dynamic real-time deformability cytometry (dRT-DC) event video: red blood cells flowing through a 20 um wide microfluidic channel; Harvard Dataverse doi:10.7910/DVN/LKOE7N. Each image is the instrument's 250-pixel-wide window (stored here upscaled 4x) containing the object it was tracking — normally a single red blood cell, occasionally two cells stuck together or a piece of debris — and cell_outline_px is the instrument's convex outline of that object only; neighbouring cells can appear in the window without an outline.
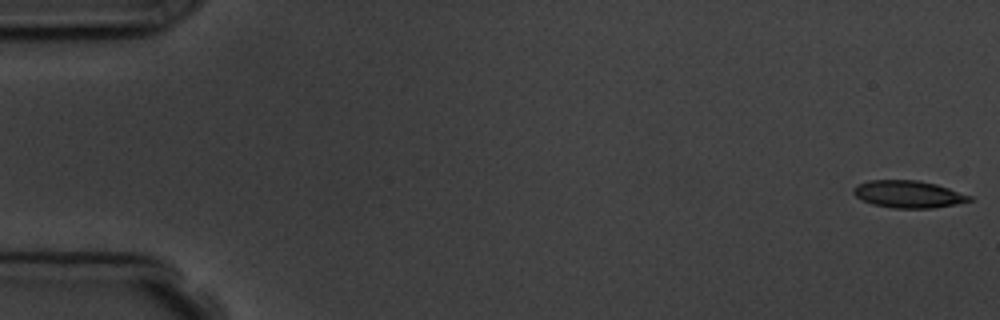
{"species": "common noctule bat (a hibernating species)", "species_latin": "Nyctalus noctula", "temperature_condition": "room temperature", "stored_images_in_passage": 3, "camera_frame_rate_fps": 3000, "um_per_image_px": 0.085, "animal": {"sex": "male", "body_mass_g": 19.5, "forearm_length_mm": 54.6}, "frame": {"image": 1, "passage_image": 1, "time_ms": 0.0, "image_size_px": [1000, 320], "cell_outline_px": [[972, 200], [956, 204], [932, 208], [892, 208], [872, 204], [860, 200], [852, 192], [852, 188], [856, 184], [868, 180], [916, 180], [936, 184], [972, 196]], "centroid_in_image_um": [77.15, 16.5], "position_along_channel_um": 7.9, "area_um2": 18.5}}